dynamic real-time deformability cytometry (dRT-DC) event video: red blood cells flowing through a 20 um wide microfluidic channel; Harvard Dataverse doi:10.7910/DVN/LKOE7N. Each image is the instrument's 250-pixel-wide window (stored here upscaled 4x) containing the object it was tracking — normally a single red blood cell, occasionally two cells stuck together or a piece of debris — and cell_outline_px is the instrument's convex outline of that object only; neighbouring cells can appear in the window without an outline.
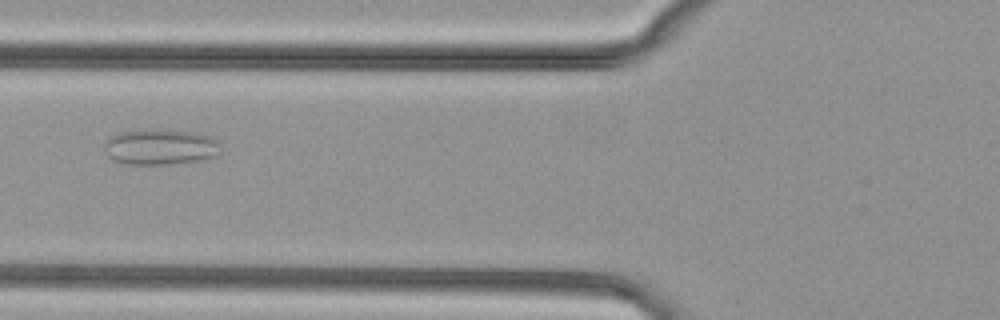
{"species": "common noctule bat (a hibernating species)", "species_latin": "Nyctalus noctula", "temperature_condition": "cold", "stored_images_in_passage": 34, "camera_frame_rate_fps": 3000, "um_per_image_px": 0.085, "animal": {"sex": "female", "body_mass_g": 29.2, "forearm_length_mm": 56.3}, "frame": {"image": 1, "passage_image": 8, "time_ms": 2.333, "image_size_px": [1000, 320], "cell_outline_px": [[220, 152], [216, 156], [200, 160], [168, 164], [128, 164], [112, 160], [104, 152], [104, 144], [108, 136], [120, 132], [152, 128], [196, 132], [208, 136], [216, 140], [220, 144]], "centroid_in_image_um": [13.59, 12.47], "position_along_channel_um": 112.2, "area_um2": 24.57}}
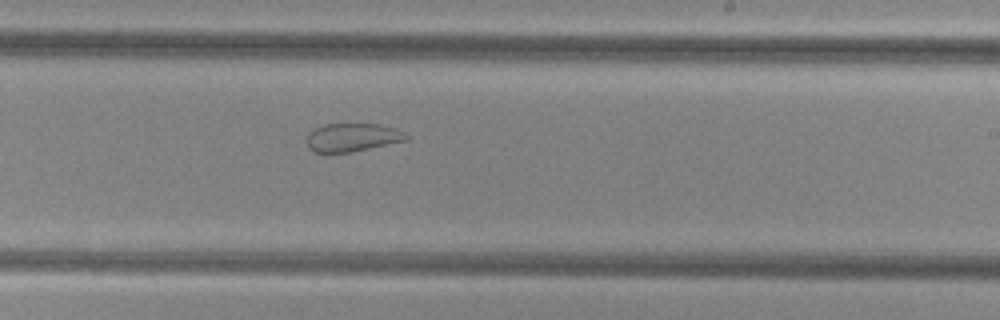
{"frame": {"image": 2, "passage_image": 19, "time_ms": 6.0, "image_size_px": [1000, 320], "cell_outline_px": [[412, 136], [408, 140], [352, 152], [316, 152], [308, 148], [308, 136], [316, 128], [324, 124], [380, 124], [396, 128]], "centroid_in_image_um": [30.04, 11.67], "position_along_channel_um": 259.0, "area_um2": 16.36}}
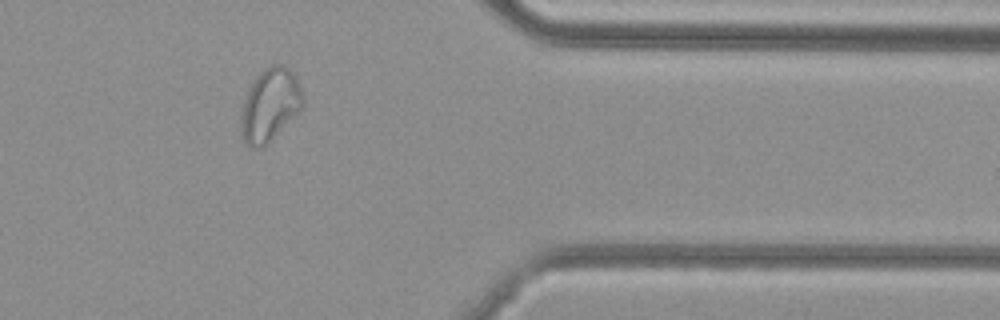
{"frame": {"image": 3, "passage_image": 30, "time_ms": 9.667, "image_size_px": [1000, 320], "cell_outline_px": [[304, 108], [260, 148], [252, 148], [244, 144], [240, 128], [240, 116], [244, 100], [248, 88], [252, 80], [264, 68], [272, 64], [284, 64], [292, 68], [296, 76], [304, 96]], "centroid_in_image_um": [22.95, 8.87], "position_along_channel_um": 388.4, "area_um2": 26.7}}